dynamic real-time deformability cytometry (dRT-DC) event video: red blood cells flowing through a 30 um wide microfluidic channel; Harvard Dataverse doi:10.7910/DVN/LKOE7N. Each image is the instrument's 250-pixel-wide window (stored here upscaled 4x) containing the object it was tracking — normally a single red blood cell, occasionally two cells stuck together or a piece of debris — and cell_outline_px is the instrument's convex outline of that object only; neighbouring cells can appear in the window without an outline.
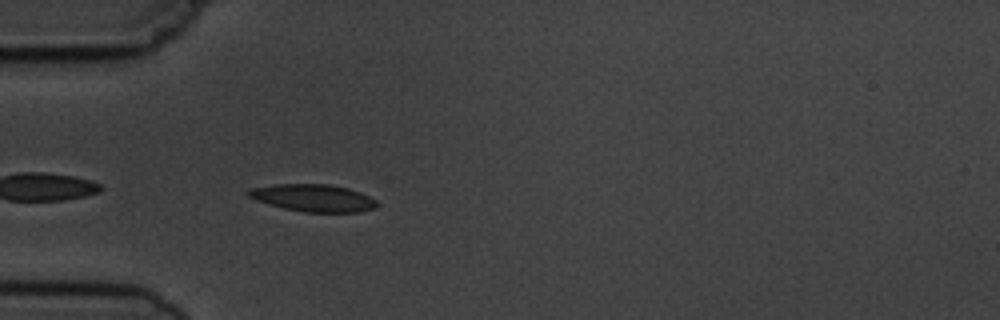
{"species": "common noctule bat (a hibernating species)", "species_latin": "Nyctalus noctula", "temperature_condition": "cold", "stored_images_in_passage": 5, "camera_frame_rate_fps": 3000, "um_per_image_px": 0.085, "animal": {"sex": "male", "body_mass_g": 19.5, "forearm_length_mm": 54.6}, "frame": {"image": 1, "passage_image": 5, "time_ms": 4.667, "image_size_px": [1000, 320], "cell_outline_px": [[376, 208], [360, 212], [304, 212], [284, 208], [268, 204], [256, 200], [248, 196], [244, 192], [252, 188], [276, 184], [328, 184], [348, 188], [360, 192], [376, 200]], "centroid_in_image_um": [26.61, 16.82], "position_along_channel_um": 58.4, "area_um2": 20.4}}